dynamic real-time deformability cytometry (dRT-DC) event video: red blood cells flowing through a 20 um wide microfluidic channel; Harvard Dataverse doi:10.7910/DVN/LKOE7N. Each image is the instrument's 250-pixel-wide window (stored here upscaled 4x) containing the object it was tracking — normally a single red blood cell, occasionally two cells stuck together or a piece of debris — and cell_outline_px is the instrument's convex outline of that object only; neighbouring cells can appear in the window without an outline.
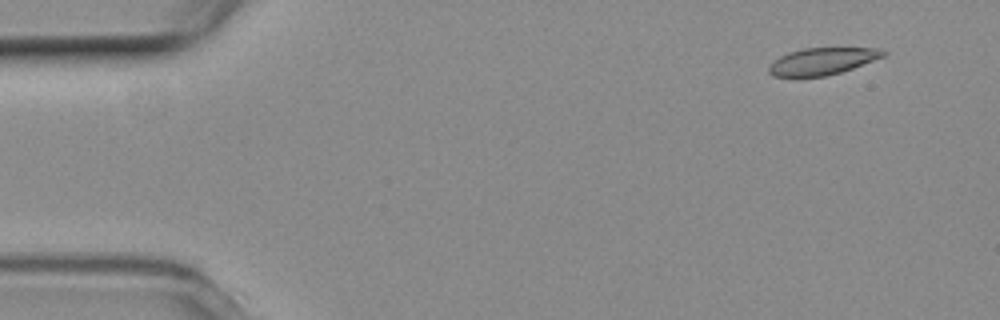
{"species": "common noctule bat (a hibernating species)", "species_latin": "Nyctalus noctula", "temperature_condition": "room temperature", "stored_images_in_passage": 52, "camera_frame_rate_fps": 3000, "um_per_image_px": 0.085, "animal": {"sex": "female", "body_mass_g": 19.3, "forearm_length_mm": 54.1}, "frame": {"image": 1, "passage_image": 2, "time_ms": 0.333, "image_size_px": [1000, 320], "cell_outline_px": [[888, 52], [884, 56], [852, 68], [840, 72], [824, 76], [772, 76], [768, 72], [768, 64], [772, 60], [788, 52], [804, 48], [880, 48]], "centroid_in_image_um": [69.85, 5.19], "position_along_channel_um": 15.1, "area_um2": 17.92}}
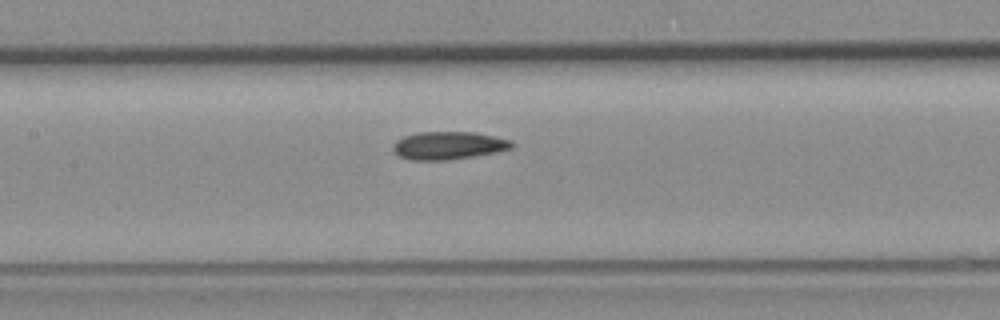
{"frame": {"image": 2, "passage_image": 23, "time_ms": 7.333, "image_size_px": [1000, 320], "cell_outline_px": [[512, 148], [496, 152], [448, 160], [412, 160], [400, 156], [392, 148], [392, 144], [396, 140], [404, 136], [420, 132], [472, 132], [512, 140]], "centroid_in_image_um": [38.09, 12.36], "position_along_channel_um": 169.3, "area_um2": 19.07}}
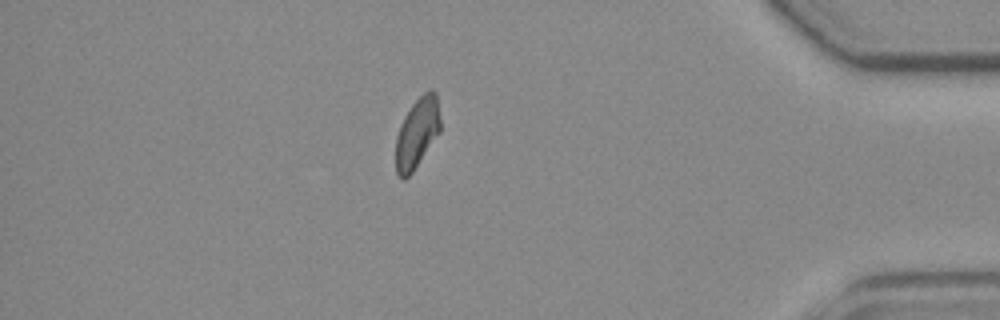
{"frame": {"image": 3, "passage_image": 45, "time_ms": 14.667, "image_size_px": [1000, 320], "cell_outline_px": [[440, 132], [412, 172], [404, 180], [396, 172], [396, 136], [400, 124], [404, 116], [412, 104], [428, 88], [432, 88], [436, 92], [440, 120]], "centroid_in_image_um": [35.45, 11.26], "position_along_channel_um": 399.7, "area_um2": 18.21}, "authors_computed_cell_mechanics": {"area_um2": 18.8428, "velocity_mm_per_s": 3.7379, "shape_relaxation_time_tau1_ms": 7.9412, "shape_relaxation_time_tau2_ms": 5.1579, "deformation_change_tau1": 0.1624, "deformation_change_tau2": 0.1052}}